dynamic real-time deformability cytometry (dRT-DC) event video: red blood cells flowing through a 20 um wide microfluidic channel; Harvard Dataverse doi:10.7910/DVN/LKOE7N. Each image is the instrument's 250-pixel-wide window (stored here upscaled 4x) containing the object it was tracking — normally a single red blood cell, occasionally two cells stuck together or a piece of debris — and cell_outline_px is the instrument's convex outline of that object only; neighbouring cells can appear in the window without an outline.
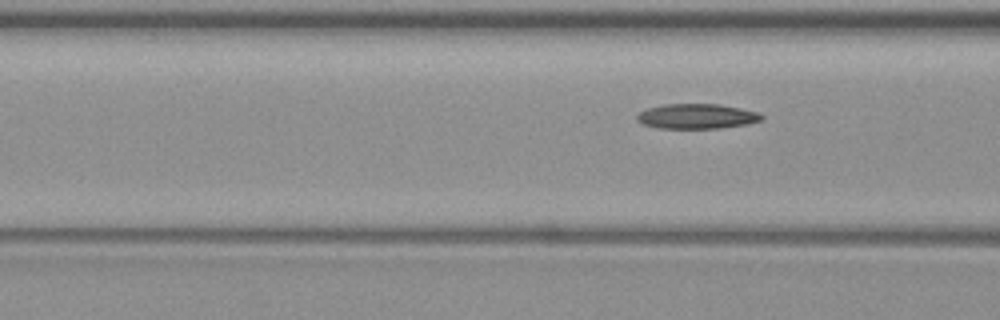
{"species": "common noctule bat (a hibernating species)", "species_latin": "Nyctalus noctula", "temperature_condition": "warm", "stored_images_in_passage": 3, "camera_frame_rate_fps": 3000, "um_per_image_px": 0.085, "animal": {"sex": "female", "body_mass_g": 19.3, "forearm_length_mm": 54.1}, "frame": {"image": 1, "passage_image": 3, "time_ms": 3.333, "image_size_px": [1000, 320], "cell_outline_px": [[764, 116], [760, 120], [744, 124], [720, 128], [660, 128], [644, 124], [636, 120], [636, 116], [640, 112], [648, 108], [664, 104], [720, 104], [740, 108], [756, 112]], "centroid_in_image_um": [59.19, 9.88], "position_along_channel_um": 107.4, "area_um2": 17.86}}